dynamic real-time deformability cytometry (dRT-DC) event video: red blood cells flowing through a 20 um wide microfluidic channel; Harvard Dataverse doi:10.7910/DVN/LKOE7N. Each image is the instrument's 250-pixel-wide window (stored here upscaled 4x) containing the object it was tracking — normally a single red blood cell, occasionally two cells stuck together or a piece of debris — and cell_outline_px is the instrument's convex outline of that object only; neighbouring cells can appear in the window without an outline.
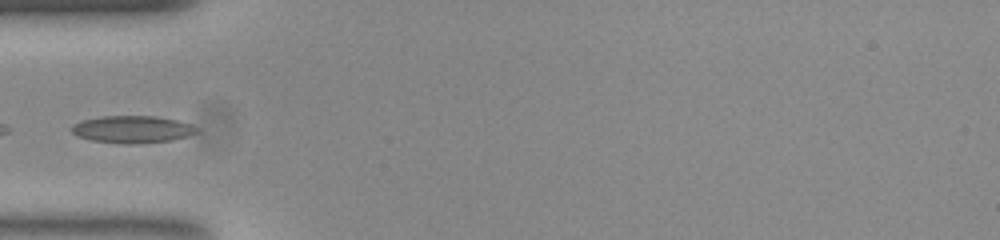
{"species": "common noctule bat (a hibernating species)", "species_latin": "Nyctalus noctula", "temperature_condition": "room temperature", "stored_images_in_passage": 35, "camera_frame_rate_fps": 3000, "um_per_image_px": 0.085, "animal": {"sex": "female", "body_mass_g": 23.0, "forearm_length_mm": 53.4}, "frame": {"image": 1, "passage_image": 1, "time_ms": 0.0, "image_size_px": [1000, 240], "cell_outline_px": [[200, 132], [188, 136], [172, 140], [92, 140], [80, 136], [72, 132], [72, 124], [80, 120], [104, 116], [156, 116], [176, 120], [192, 124]], "centroid_in_image_um": [11.29, 10.92], "position_along_channel_um": 73.7, "area_um2": 18.55}}